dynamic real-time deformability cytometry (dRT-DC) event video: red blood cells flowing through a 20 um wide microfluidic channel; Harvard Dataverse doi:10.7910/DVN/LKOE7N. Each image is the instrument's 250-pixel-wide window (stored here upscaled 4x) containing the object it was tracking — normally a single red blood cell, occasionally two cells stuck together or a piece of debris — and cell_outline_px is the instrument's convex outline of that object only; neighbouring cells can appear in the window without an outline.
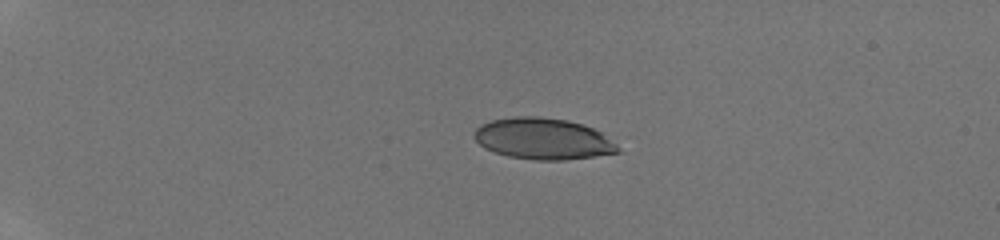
{"species": "human", "species_latin": "Homo sapiens", "temperature_condition": "room temperature", "stored_images_in_passage": 10, "camera_frame_rate_fps": 3000, "um_per_image_px": 0.085, "donor": {"sex": "male"}, "frame": {"image": 1, "passage_image": 1, "time_ms": 0.0, "image_size_px": [1000, 240], "cell_outline_px": [[620, 152], [564, 160], [536, 160], [508, 156], [484, 148], [472, 136], [476, 128], [480, 124], [492, 120], [516, 116], [540, 116], [564, 120], [580, 124], [592, 128], [600, 132], [616, 144], [620, 148]], "centroid_in_image_um": [46.12, 11.79], "position_along_channel_um": 38.9, "area_um2": 34.33}}
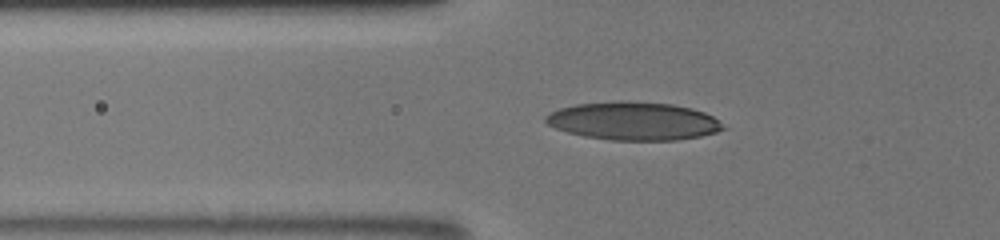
{"frame": {"image": 2, "passage_image": 7, "time_ms": 2.667, "image_size_px": [1000, 240], "cell_outline_px": [[728, 128], [716, 132], [700, 136], [676, 140], [612, 140], [584, 136], [568, 132], [556, 128], [548, 124], [544, 120], [544, 116], [560, 108], [576, 104], [620, 100], [672, 104], [692, 108], [704, 112], [712, 116]], "centroid_in_image_um": [53.86, 10.28], "position_along_channel_um": 71.9, "area_um2": 39.42}}
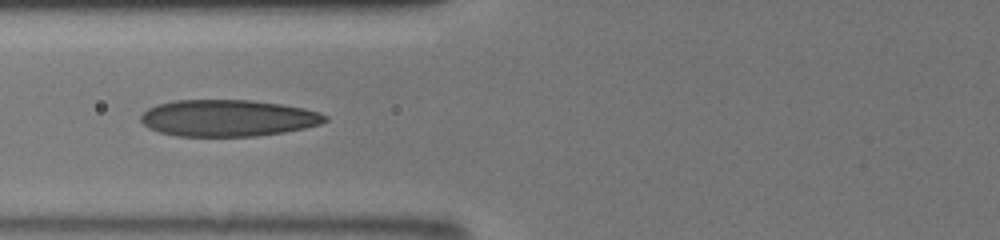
{"frame": {"image": 3, "passage_image": 9, "time_ms": 3.667, "image_size_px": [1000, 240], "cell_outline_px": [[328, 120], [320, 124], [304, 128], [284, 132], [256, 136], [176, 136], [160, 132], [148, 128], [140, 120], [140, 116], [148, 108], [172, 100], [252, 100], [280, 104], [304, 108], [320, 112], [328, 116]], "centroid_in_image_um": [19.38, 10.03], "position_along_channel_um": 106.4, "area_um2": 39.42}}